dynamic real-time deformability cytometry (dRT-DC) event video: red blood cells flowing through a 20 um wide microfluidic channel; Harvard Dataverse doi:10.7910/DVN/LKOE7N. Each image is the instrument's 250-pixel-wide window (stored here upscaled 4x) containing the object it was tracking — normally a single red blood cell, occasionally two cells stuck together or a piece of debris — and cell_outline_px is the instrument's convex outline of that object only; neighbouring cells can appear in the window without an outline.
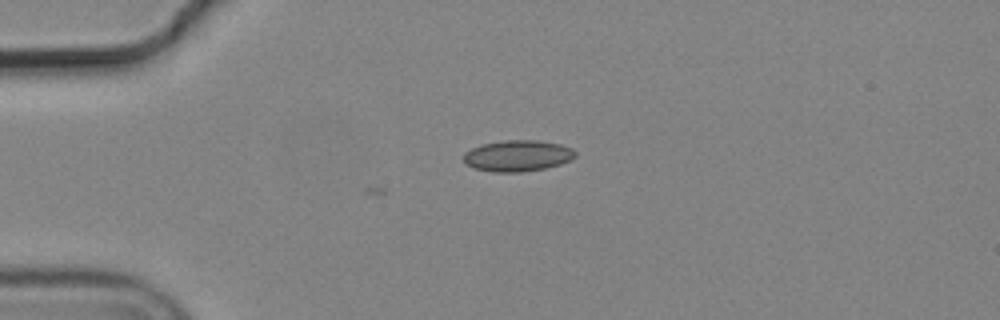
{"species": "common noctule bat (a hibernating species)", "species_latin": "Nyctalus noctula", "temperature_condition": "cold", "stored_images_in_passage": 3, "camera_frame_rate_fps": 3000, "um_per_image_px": 0.085, "animal": {"sex": "male", "body_mass_g": 19.2, "forearm_length_mm": 51.8}, "frame": {"image": 1, "passage_image": 1, "time_ms": 0.0, "image_size_px": [1000, 320], "cell_outline_px": [[576, 156], [560, 164], [544, 168], [524, 172], [496, 172], [476, 168], [464, 164], [464, 152], [472, 148], [484, 144], [504, 140], [536, 140], [560, 144], [572, 148], [576, 152]], "centroid_in_image_um": [44.0, 13.24], "position_along_channel_um": 41.0, "area_um2": 20.17}}
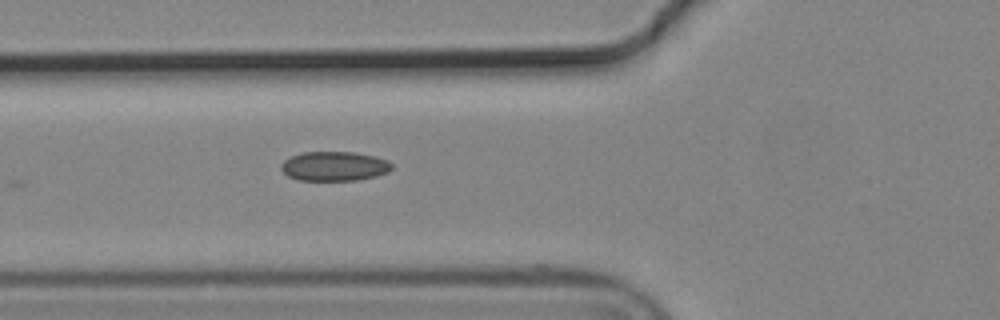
{"frame": {"image": 2, "passage_image": 3, "time_ms": 0.667, "image_size_px": [1000, 320], "cell_outline_px": [[392, 168], [388, 172], [376, 176], [356, 180], [296, 180], [288, 176], [280, 168], [280, 164], [288, 156], [304, 152], [356, 152], [376, 156], [388, 160], [392, 164]], "centroid_in_image_um": [28.4, 14.12], "position_along_channel_um": 97.4, "area_um2": 19.19}}